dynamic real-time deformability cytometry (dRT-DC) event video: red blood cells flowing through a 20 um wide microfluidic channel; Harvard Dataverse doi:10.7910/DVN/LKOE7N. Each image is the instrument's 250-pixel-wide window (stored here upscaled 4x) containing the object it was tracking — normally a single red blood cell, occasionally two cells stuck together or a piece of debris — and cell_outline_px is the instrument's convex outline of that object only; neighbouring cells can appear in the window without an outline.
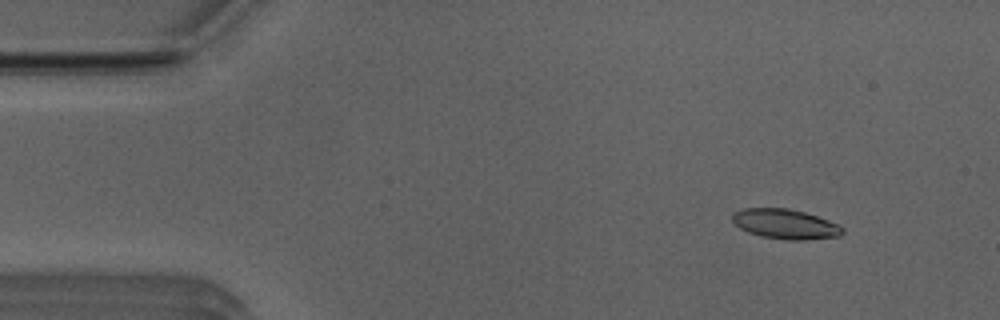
{"species": "Egyptian fruit bat (a non-hibernating species)", "species_latin": "Rousettus aegyptiacus", "temperature_condition": "room temperature", "stored_images_in_passage": 52, "camera_frame_rate_fps": 3000, "um_per_image_px": 0.085, "animal": {"sex": "male"}, "frame": {"image": 1, "passage_image": 6, "time_ms": 1.667, "image_size_px": [1000, 320], "cell_outline_px": [[844, 232], [840, 236], [804, 240], [784, 240], [760, 236], [748, 232], [740, 228], [732, 220], [732, 212], [744, 208], [788, 208], [804, 212], [840, 224], [844, 228]], "centroid_in_image_um": [66.76, 19.05], "position_along_channel_um": 18.2, "area_um2": 19.31}}
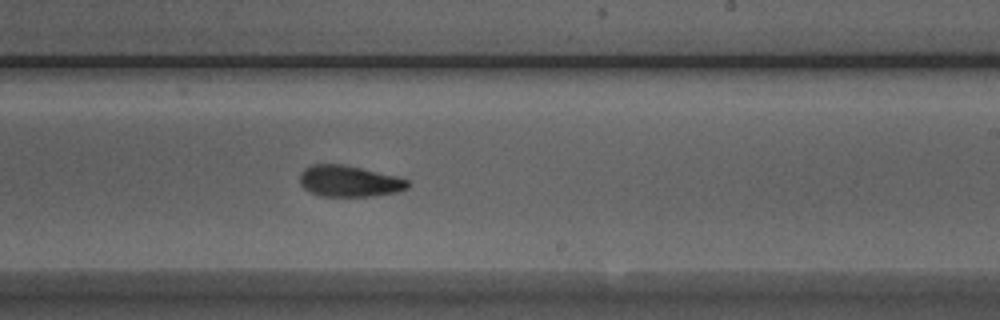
{"frame": {"image": 2, "passage_image": 31, "time_ms": 10.0, "image_size_px": [1000, 320], "cell_outline_px": [[408, 188], [396, 192], [372, 196], [320, 196], [304, 188], [300, 184], [300, 172], [304, 168], [312, 164], [340, 164], [360, 168], [396, 176], [408, 180]], "centroid_in_image_um": [29.65, 15.4], "position_along_channel_um": 259.4, "area_um2": 19.48}}
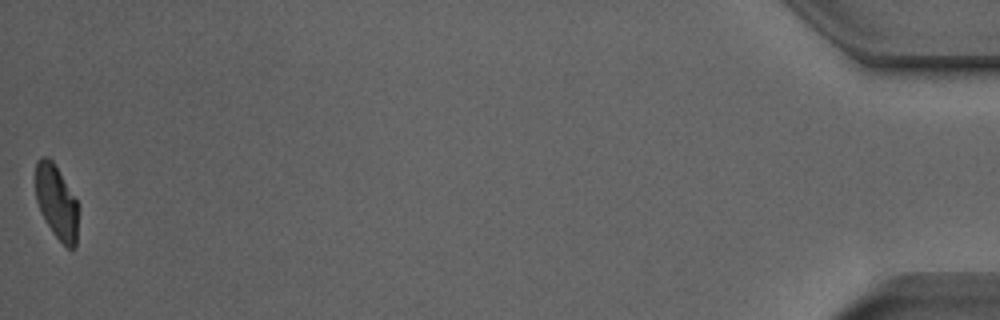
{"frame": {"image": 3, "passage_image": 52, "time_ms": 17.0, "image_size_px": [1000, 320], "cell_outline_px": [[76, 248], [68, 248], [52, 232], [40, 212], [36, 200], [36, 160], [40, 156], [48, 156], [52, 160], [76, 200]], "centroid_in_image_um": [4.76, 17.14], "position_along_channel_um": 430.4, "area_um2": 17.92}, "authors_computed_cell_mechanics": {"area_um2": 19.8254, "velocity_mm_per_s": 3.9463, "shape_relaxation_time_tau1_ms": 3.632, "shape_relaxation_time_tau2_ms": 3.0383, "deformation_change_tau1": 0.16, "deformation_change_tau2": 0.1023}}